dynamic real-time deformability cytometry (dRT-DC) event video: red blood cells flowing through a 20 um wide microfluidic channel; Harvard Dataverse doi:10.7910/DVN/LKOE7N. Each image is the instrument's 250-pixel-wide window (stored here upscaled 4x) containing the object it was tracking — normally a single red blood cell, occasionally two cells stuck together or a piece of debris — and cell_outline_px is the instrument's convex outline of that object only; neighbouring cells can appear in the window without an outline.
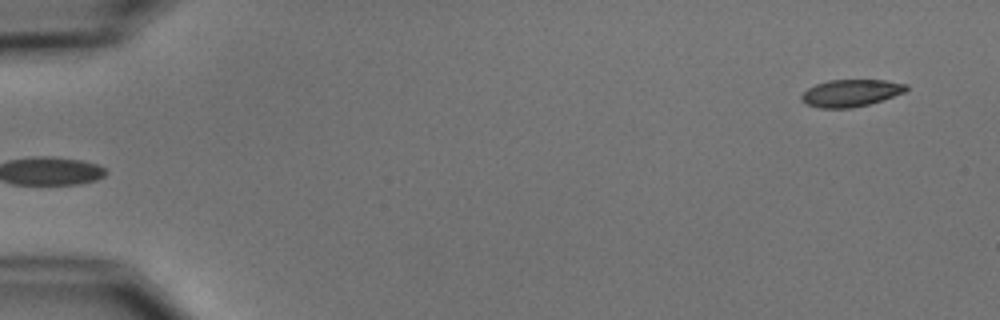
{"species": "common noctule bat (a hibernating species)", "species_latin": "Nyctalus noctula", "temperature_condition": "cold", "stored_images_in_passage": 5, "segment_of_instrument_passage": [2, 2], "camera_frame_rate_fps": 3000, "um_per_image_px": 0.085, "animal": {"sex": "male", "body_mass_g": 15.6}, "frame": {"image": 1, "passage_image": 5, "time_ms": 5.0, "image_size_px": [1000, 320], "cell_outline_px": [[908, 88], [904, 92], [868, 104], [852, 108], [820, 108], [804, 104], [800, 100], [800, 96], [808, 88], [816, 84], [828, 80], [884, 80], [908, 84]], "centroid_in_image_um": [72.27, 7.91], "position_along_channel_um": 12.7, "area_um2": 16.53}}